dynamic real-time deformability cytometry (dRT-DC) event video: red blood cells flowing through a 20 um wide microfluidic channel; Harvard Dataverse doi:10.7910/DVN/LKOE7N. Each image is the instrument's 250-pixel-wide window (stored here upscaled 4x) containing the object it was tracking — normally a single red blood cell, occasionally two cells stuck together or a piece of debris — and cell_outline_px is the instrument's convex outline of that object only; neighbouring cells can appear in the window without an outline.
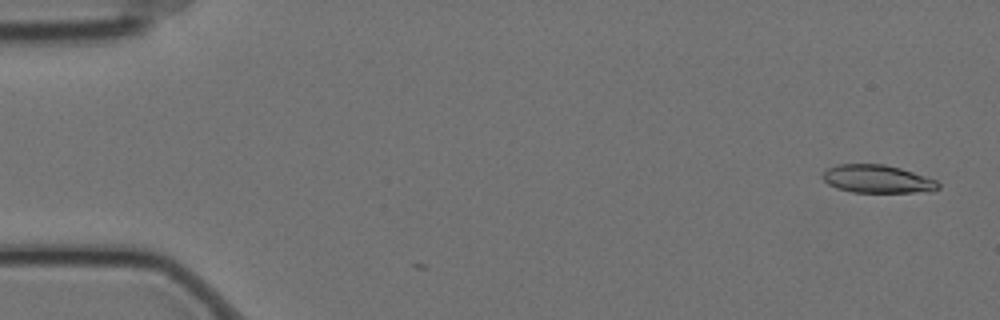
{"species": "Egyptian fruit bat (a non-hibernating species)", "species_latin": "Rousettus aegyptiacus", "temperature_condition": "cold", "stored_images_in_passage": 3, "camera_frame_rate_fps": 3000, "um_per_image_px": 0.085, "animal": {"sex": "female"}, "frame": {"image": 1, "passage_image": 3, "time_ms": 0.667, "image_size_px": [1000, 320], "cell_outline_px": [[940, 188], [932, 192], [852, 192], [836, 188], [828, 184], [820, 176], [828, 168], [840, 164], [884, 164], [900, 168], [936, 180], [940, 184]], "centroid_in_image_um": [74.58, 15.22], "position_along_channel_um": 10.4, "area_um2": 18.9}}